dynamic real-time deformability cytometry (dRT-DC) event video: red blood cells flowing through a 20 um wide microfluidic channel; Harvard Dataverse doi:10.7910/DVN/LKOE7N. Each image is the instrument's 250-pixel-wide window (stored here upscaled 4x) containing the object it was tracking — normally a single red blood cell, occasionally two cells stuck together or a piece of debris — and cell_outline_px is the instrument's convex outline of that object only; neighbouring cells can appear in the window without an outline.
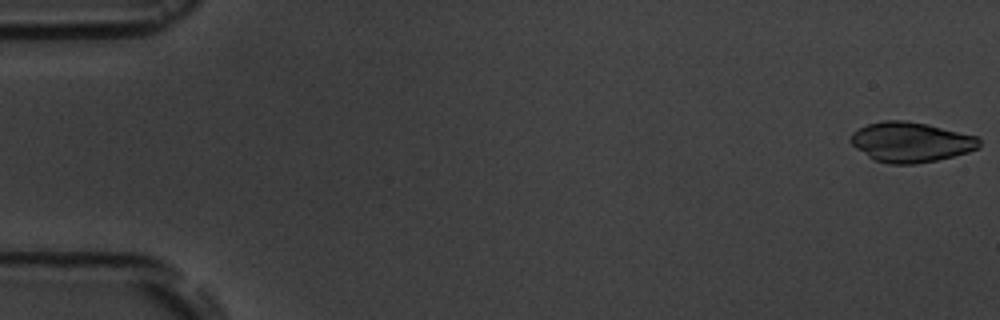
{"species": "common noctule bat (a hibernating species)", "species_latin": "Nyctalus noctula", "temperature_condition": "room temperature", "stored_images_in_passage": 5, "camera_frame_rate_fps": 3000, "um_per_image_px": 0.085, "animal": {"sex": "male", "body_mass_g": 19.5, "forearm_length_mm": 54.6}, "frame": {"image": 1, "passage_image": 1, "time_ms": 0.0, "image_size_px": [1000, 320], "cell_outline_px": [[980, 148], [968, 152], [936, 160], [912, 164], [888, 164], [876, 160], [868, 156], [856, 148], [848, 140], [852, 132], [868, 124], [884, 120], [904, 120], [928, 124], [980, 136]], "centroid_in_image_um": [77.44, 12.06], "position_along_channel_um": 7.6, "area_um2": 30.11}}